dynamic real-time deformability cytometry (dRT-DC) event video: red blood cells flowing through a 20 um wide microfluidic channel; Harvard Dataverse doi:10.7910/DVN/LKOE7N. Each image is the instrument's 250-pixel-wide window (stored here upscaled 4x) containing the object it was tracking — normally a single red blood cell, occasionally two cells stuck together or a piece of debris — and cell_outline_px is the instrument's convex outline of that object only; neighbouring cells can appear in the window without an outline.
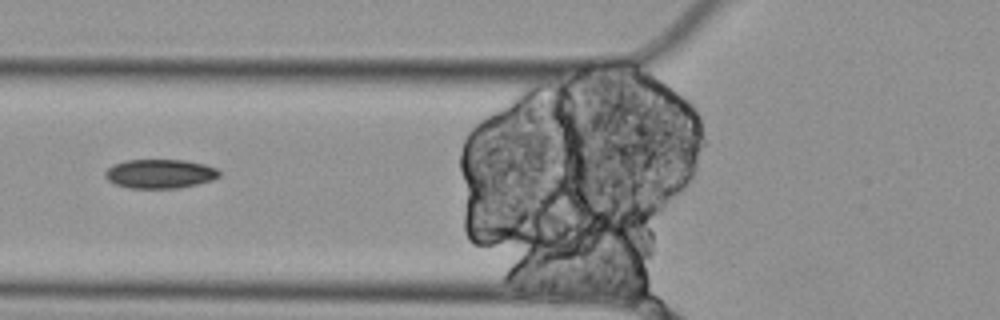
{"species": "Egyptian fruit bat (a non-hibernating species)", "species_latin": "Rousettus aegyptiacus", "temperature_condition": "cold", "stored_images_in_passage": 8, "segment_of_instrument_passage": [2, 2], "camera_frame_rate_fps": 3000, "um_per_image_px": 0.085, "animal": {"sex": "female"}, "frame": {"image": 1, "passage_image": 6, "time_ms": 1.667, "image_size_px": [1000, 320], "cell_outline_px": [[220, 176], [212, 180], [180, 188], [128, 188], [116, 184], [108, 180], [104, 176], [104, 172], [112, 164], [128, 160], [184, 160], [204, 164], [216, 168], [220, 172]], "centroid_in_image_um": [13.58, 14.77], "position_along_channel_um": 112.2, "area_um2": 19.36}}
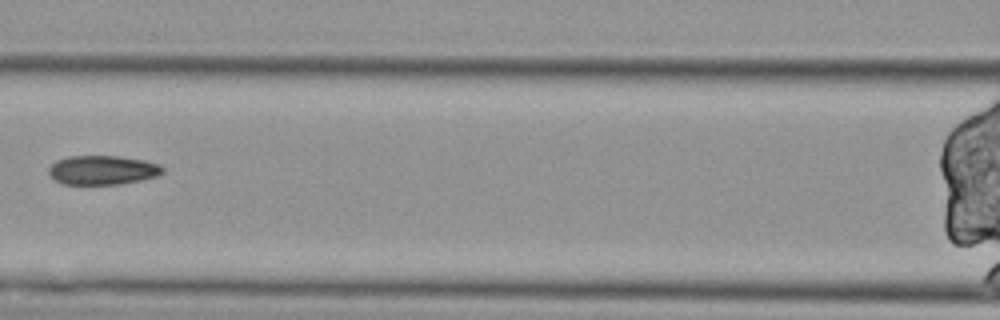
{"frame": {"image": 2, "passage_image": 7, "time_ms": 2.0, "image_size_px": [1000, 320], "cell_outline_px": [[164, 172], [156, 176], [140, 180], [120, 184], [64, 184], [56, 180], [48, 172], [48, 168], [56, 160], [68, 156], [120, 156], [144, 160], [160, 164], [164, 168]], "centroid_in_image_um": [8.73, 14.45], "position_along_channel_um": 157.9, "area_um2": 19.36}}
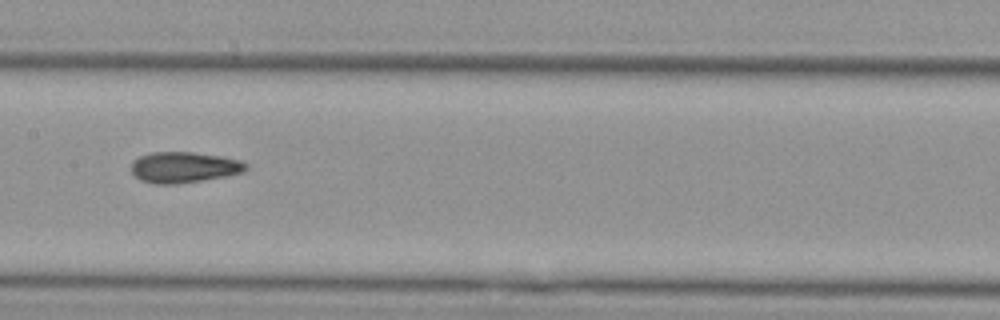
{"frame": {"image": 3, "passage_image": 8, "time_ms": 2.333, "image_size_px": [1000, 320], "cell_outline_px": [[248, 168], [244, 172], [228, 176], [204, 180], [176, 184], [156, 184], [140, 180], [132, 172], [132, 160], [140, 156], [152, 152], [192, 152], [220, 156], [240, 160], [248, 164]], "centroid_in_image_um": [15.66, 14.22], "position_along_channel_um": 191.7, "area_um2": 20.75}}